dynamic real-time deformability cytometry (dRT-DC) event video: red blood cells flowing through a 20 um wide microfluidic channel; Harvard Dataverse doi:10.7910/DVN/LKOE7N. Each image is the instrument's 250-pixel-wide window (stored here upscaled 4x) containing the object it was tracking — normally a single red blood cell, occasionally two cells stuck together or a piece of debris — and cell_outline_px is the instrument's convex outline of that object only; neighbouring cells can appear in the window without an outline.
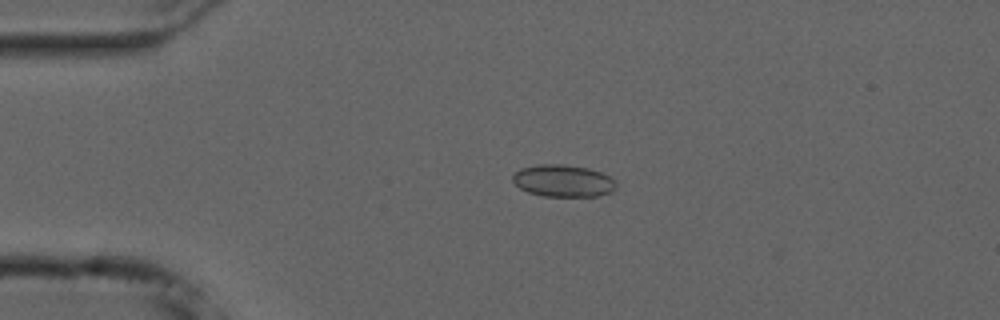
{"species": "common noctule bat (a hibernating species)", "species_latin": "Nyctalus noctula", "temperature_condition": "cold", "stored_images_in_passage": 41, "camera_frame_rate_fps": 3000, "um_per_image_px": 0.085, "animal": {"sex": "male", "forearm_length_mm": 52.5}, "frame": {"image": 1, "passage_image": 6, "time_ms": 1.667, "image_size_px": [1000, 320], "cell_outline_px": [[616, 188], [612, 192], [596, 196], [544, 196], [528, 192], [520, 188], [512, 180], [512, 176], [520, 168], [540, 164], [564, 164], [588, 168], [600, 172], [616, 180]], "centroid_in_image_um": [47.88, 15.36], "position_along_channel_um": 37.1, "area_um2": 19.36}}
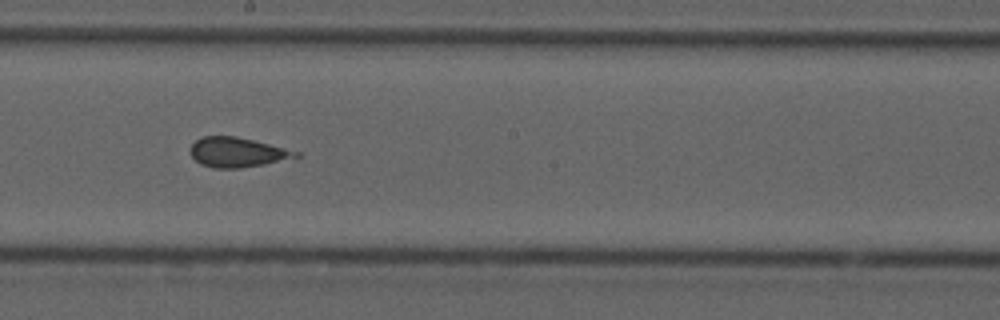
{"frame": {"image": 2, "passage_image": 24, "time_ms": 7.667, "image_size_px": [1000, 320], "cell_outline_px": [[300, 156], [264, 164], [240, 168], [216, 168], [200, 164], [192, 156], [188, 148], [200, 136], [236, 136], [300, 152]], "centroid_in_image_um": [20.11, 12.94], "position_along_channel_um": 228.1, "area_um2": 18.09}}
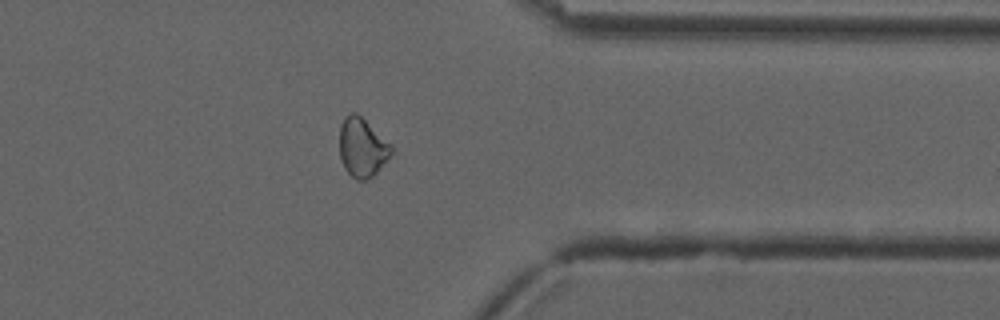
{"frame": {"image": 3, "passage_image": 37, "time_ms": 12.0, "image_size_px": [1000, 320], "cell_outline_px": [[392, 152], [376, 172], [372, 176], [364, 180], [356, 180], [344, 168], [340, 156], [340, 124], [344, 116], [352, 112], [356, 112], [392, 144]], "centroid_in_image_um": [30.77, 12.51], "position_along_channel_um": 380.6, "area_um2": 17.63}, "authors_computed_cell_mechanics": {"area_um2": 18.6116, "velocity_mm_per_s": 3.7449, "shape_relaxation_time_tau1_ms": null, "shape_relaxation_time_tau2_ms": 1.5951, "deformation_change_tau1": null, "deformation_change_tau2": 0.084}}